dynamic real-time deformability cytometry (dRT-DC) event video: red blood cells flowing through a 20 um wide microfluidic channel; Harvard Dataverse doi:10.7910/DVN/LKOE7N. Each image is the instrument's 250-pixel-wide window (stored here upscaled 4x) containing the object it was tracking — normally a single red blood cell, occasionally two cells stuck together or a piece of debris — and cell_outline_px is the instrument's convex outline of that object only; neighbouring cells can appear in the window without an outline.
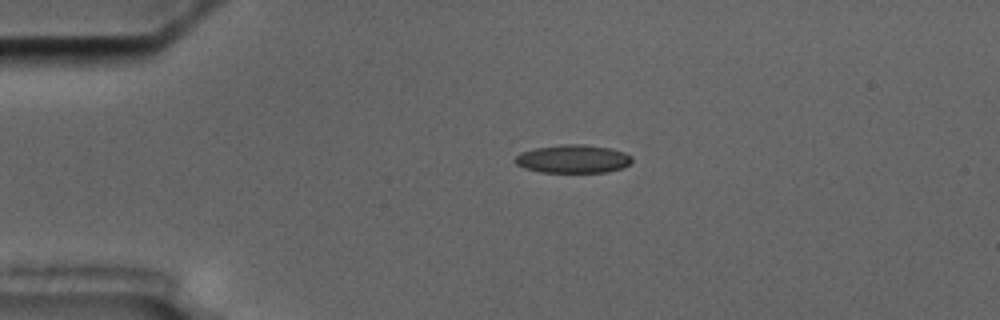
{"species": "common noctule bat (a hibernating species)", "species_latin": "Nyctalus noctula", "temperature_condition": "cold", "stored_images_in_passage": 14, "camera_frame_rate_fps": 3000, "um_per_image_px": 0.085, "animal": {"sex": "male", "body_mass_g": 17.5, "forearm_length_mm": 52.3}, "frame": {"image": 1, "passage_image": 3, "time_ms": 3.0, "image_size_px": [1000, 320], "cell_outline_px": [[632, 164], [624, 168], [608, 172], [540, 172], [524, 168], [516, 164], [512, 160], [520, 152], [536, 148], [560, 144], [584, 144], [612, 148], [624, 152], [632, 156]], "centroid_in_image_um": [48.73, 13.51], "position_along_channel_um": 36.3, "area_um2": 19.59}}
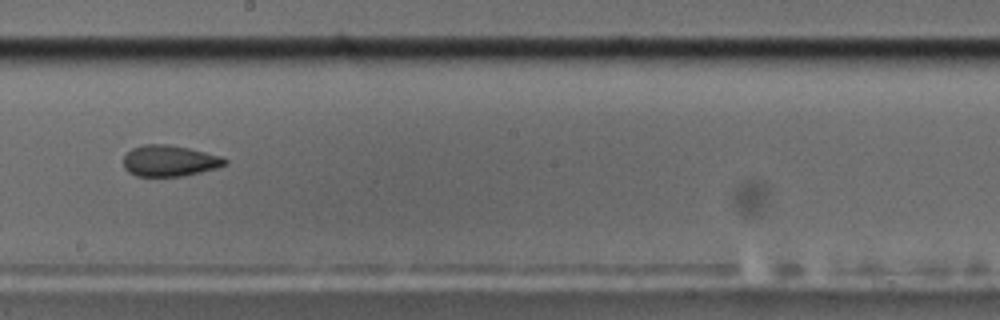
{"frame": {"image": 2, "passage_image": 8, "time_ms": 9.667, "image_size_px": [1000, 320], "cell_outline_px": [[228, 164], [216, 168], [184, 176], [136, 176], [128, 172], [124, 168], [124, 156], [132, 148], [144, 144], [168, 144], [188, 148], [220, 156], [228, 160]], "centroid_in_image_um": [14.4, 13.67], "position_along_channel_um": 233.8, "area_um2": 18.38}}
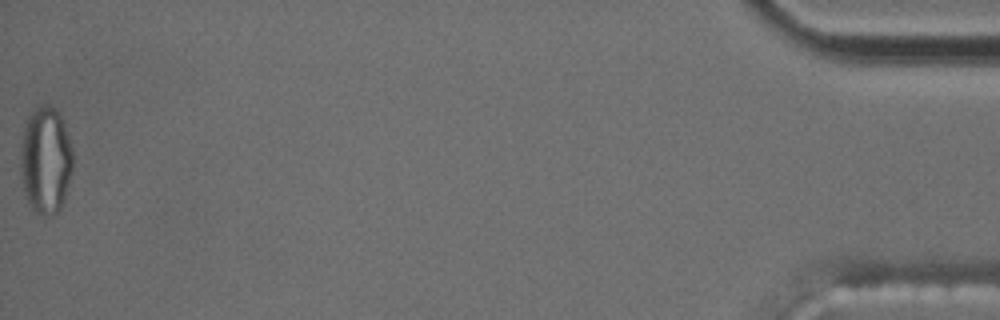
{"frame": {"image": 3, "passage_image": 14, "time_ms": 18.0, "image_size_px": [1000, 320], "cell_outline_px": [[72, 172], [60, 208], [56, 212], [44, 216], [36, 212], [28, 204], [24, 192], [20, 172], [20, 152], [24, 128], [28, 116], [36, 108], [44, 104], [52, 108], [60, 116], [64, 124], [72, 148]], "centroid_in_image_um": [3.86, 13.64], "position_along_channel_um": 431.3, "area_um2": 32.37}, "authors_computed_cell_mechanics": {"area_um2": 19.074, "velocity_mm_per_s": 3.5193, "shape_relaxation_time_tau1_ms": null, "shape_relaxation_time_tau2_ms": 1.9289, "deformation_change_tau1": null, "deformation_change_tau2": 0.0628}}